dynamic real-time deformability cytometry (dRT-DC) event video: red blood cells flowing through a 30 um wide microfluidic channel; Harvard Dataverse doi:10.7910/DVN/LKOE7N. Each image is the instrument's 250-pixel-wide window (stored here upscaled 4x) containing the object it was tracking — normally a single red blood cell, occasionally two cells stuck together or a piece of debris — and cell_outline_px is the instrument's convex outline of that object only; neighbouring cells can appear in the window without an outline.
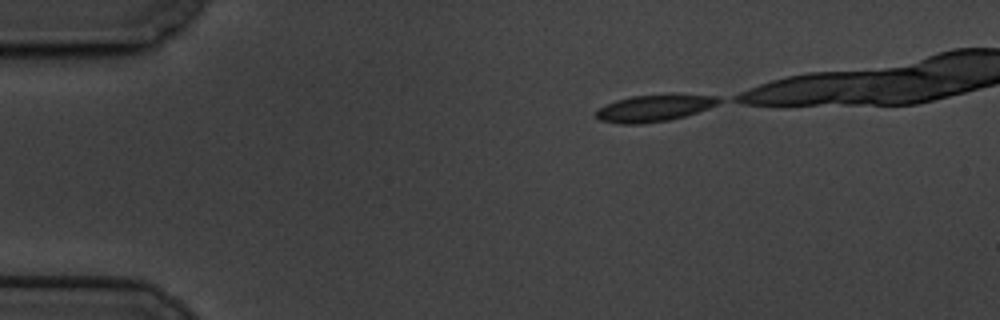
{"species": "common noctule bat (a hibernating species)", "species_latin": "Nyctalus noctula", "temperature_condition": "cold", "stored_images_in_passage": 42, "camera_frame_rate_fps": 3000, "um_per_image_px": 0.085, "animal": {"sex": "male", "body_mass_g": 19.5, "forearm_length_mm": 54.6}, "frame": {"image": 1, "passage_image": 1, "time_ms": 0.0, "image_size_px": [1000, 320], "cell_outline_px": [[724, 100], [708, 108], [684, 116], [668, 120], [640, 124], [620, 124], [600, 120], [596, 116], [596, 112], [600, 108], [616, 100], [632, 96], [668, 92], [720, 96]], "centroid_in_image_um": [55.68, 9.14], "position_along_channel_um": 29.3, "area_um2": 19.59}}
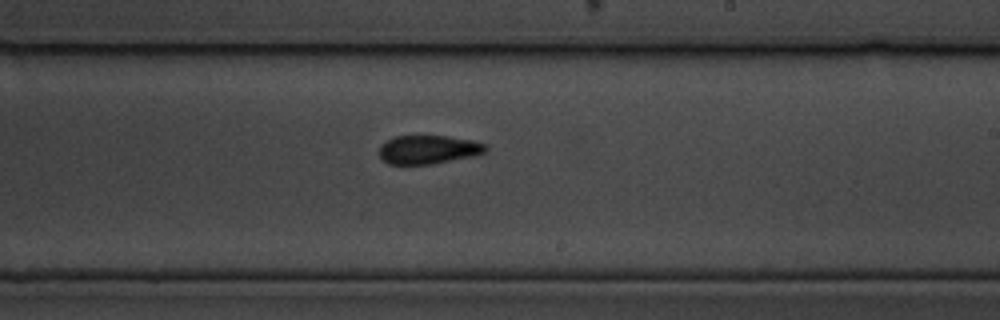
{"frame": {"image": 2, "passage_image": 26, "time_ms": 8.333, "image_size_px": [1000, 320], "cell_outline_px": [[488, 148], [484, 152], [476, 156], [432, 164], [388, 164], [380, 156], [380, 144], [384, 140], [396, 136], [448, 136], [472, 140], [488, 144]], "centroid_in_image_um": [36.43, 12.71], "position_along_channel_um": 252.6, "area_um2": 17.98}}
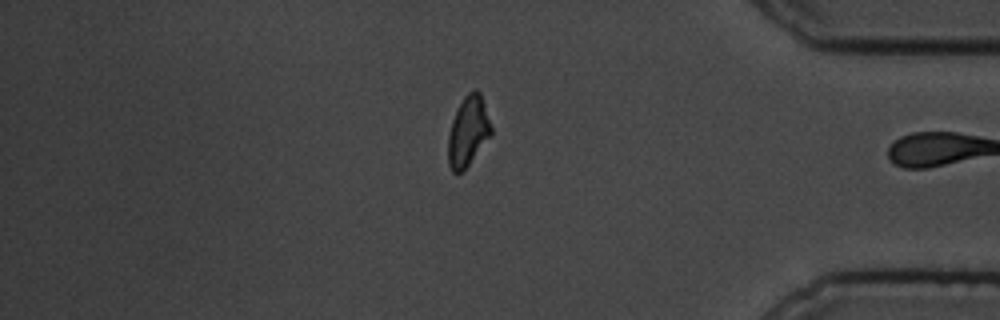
{"frame": {"image": 3, "passage_image": 41, "time_ms": 13.333, "image_size_px": [1000, 320], "cell_outline_px": [[492, 132], [464, 172], [452, 172], [448, 164], [448, 136], [452, 120], [464, 96], [472, 88], [476, 88], [480, 92], [492, 128]], "centroid_in_image_um": [39.77, 11.17], "position_along_channel_um": 395.4, "area_um2": 17.46}, "authors_computed_cell_mechanics": {"area_um2": 18.785, "velocity_mm_per_s": 3.3744, "shape_relaxation_time_tau1_ms": 3.6531, "shape_relaxation_time_tau2_ms": 2.3838, "deformation_change_tau1": 0.1238, "deformation_change_tau2": 0.0711}}